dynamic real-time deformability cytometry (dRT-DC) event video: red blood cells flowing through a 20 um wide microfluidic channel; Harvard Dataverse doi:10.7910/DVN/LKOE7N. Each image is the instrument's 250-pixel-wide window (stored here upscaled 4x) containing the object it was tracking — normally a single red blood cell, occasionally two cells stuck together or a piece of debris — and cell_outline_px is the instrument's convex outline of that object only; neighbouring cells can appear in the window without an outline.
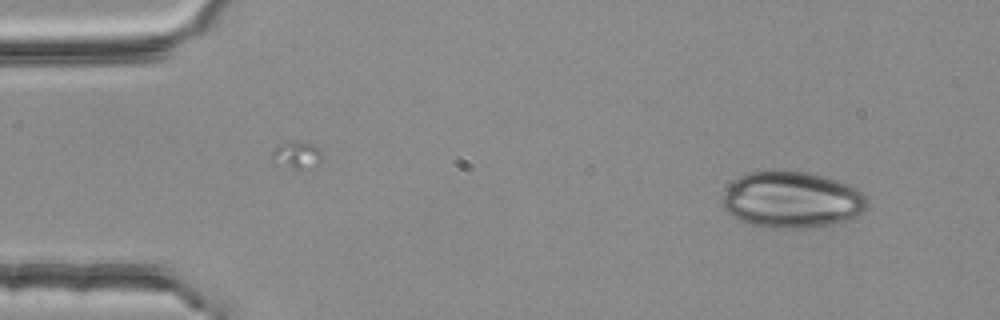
{"species": "common noctule bat (a hibernating species)", "species_latin": "Nyctalus noctula", "temperature_condition": "room temperature", "stored_images_in_passage": 3, "camera_frame_rate_fps": 3000, "um_per_image_px": 0.085, "animal": {"sex": "female", "body_mass_g": 25.1}, "frame": {"image": 1, "passage_image": 1, "time_ms": 0.0, "image_size_px": [1000, 320], "cell_outline_px": [[868, 208], [844, 220], [824, 228], [760, 228], [748, 224], [732, 216], [724, 208], [724, 192], [740, 176], [752, 172], [772, 168], [808, 172], [824, 176], [848, 184], [856, 188], [868, 196]], "centroid_in_image_um": [67.33, 16.98], "position_along_channel_um": 17.7, "area_um2": 48.32}}